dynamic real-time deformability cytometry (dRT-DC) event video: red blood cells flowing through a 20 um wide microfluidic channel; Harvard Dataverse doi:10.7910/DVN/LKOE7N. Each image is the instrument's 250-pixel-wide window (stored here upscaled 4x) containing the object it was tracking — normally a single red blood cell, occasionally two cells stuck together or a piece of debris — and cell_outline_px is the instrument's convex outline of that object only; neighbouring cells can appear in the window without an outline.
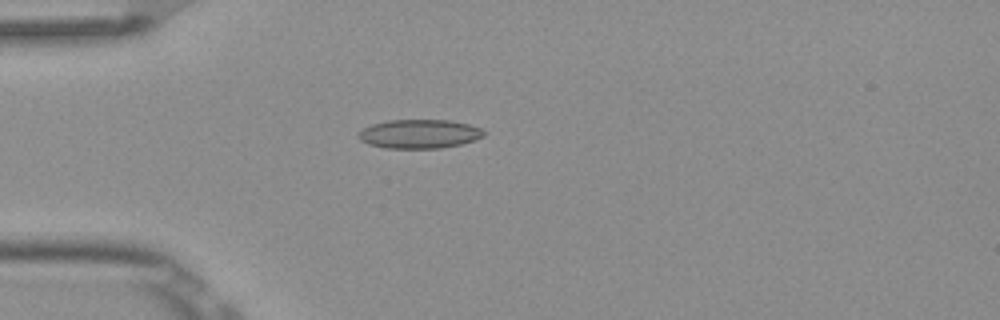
{"species": "Egyptian fruit bat (a non-hibernating species)", "species_latin": "Rousettus aegyptiacus", "temperature_condition": "room temperature", "stored_images_in_passage": 7, "camera_frame_rate_fps": 3000, "um_per_image_px": 0.085, "frame": {"image": 1, "passage_image": 5, "time_ms": 1.333, "image_size_px": [1000, 320], "cell_outline_px": [[484, 136], [476, 140], [460, 144], [440, 148], [384, 148], [368, 144], [360, 140], [356, 136], [364, 128], [372, 124], [388, 120], [452, 120], [468, 124], [480, 128], [484, 132]], "centroid_in_image_um": [35.63, 11.38], "position_along_channel_um": 49.4, "area_um2": 21.15}}
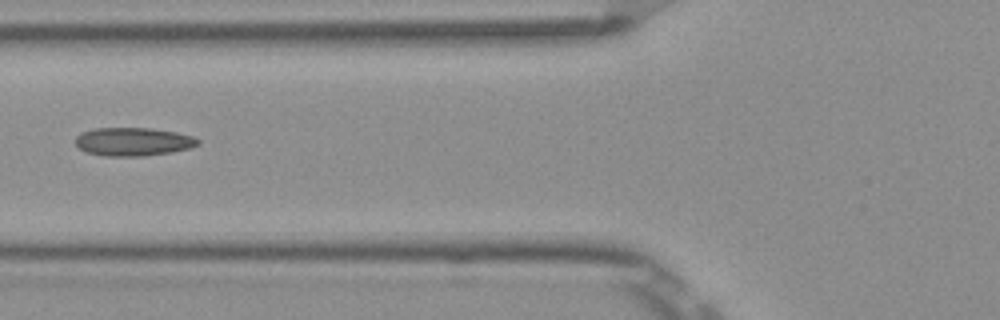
{"frame": {"image": 2, "passage_image": 7, "time_ms": 2.0, "image_size_px": [1000, 320], "cell_outline_px": [[200, 144], [192, 148], [172, 152], [144, 156], [104, 156], [88, 152], [80, 148], [76, 144], [76, 136], [84, 132], [96, 128], [152, 128], [176, 132], [192, 136], [200, 140]], "centroid_in_image_um": [11.38, 12.05], "position_along_channel_um": 114.4, "area_um2": 20.23}}